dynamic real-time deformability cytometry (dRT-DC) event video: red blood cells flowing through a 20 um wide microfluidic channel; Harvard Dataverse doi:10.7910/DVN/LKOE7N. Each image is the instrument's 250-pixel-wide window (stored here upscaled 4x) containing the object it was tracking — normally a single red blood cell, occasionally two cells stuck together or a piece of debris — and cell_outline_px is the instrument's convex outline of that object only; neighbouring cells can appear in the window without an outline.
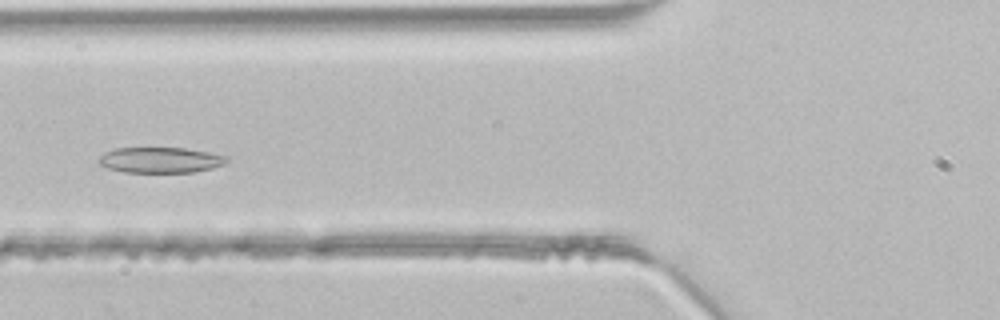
{"species": "common noctule bat (a hibernating species)", "species_latin": "Nyctalus noctula", "temperature_condition": "room temperature", "stored_images_in_passage": 33, "segment_of_instrument_passage": [1, 2], "camera_frame_rate_fps": 3000, "um_per_image_px": 0.085, "animal": {"sex": "male", "body_mass_g": 21.5, "forearm_length_mm": 52.0}, "frame": {"image": 1, "passage_image": 5, "time_ms": 1.333, "image_size_px": [1000, 320], "cell_outline_px": [[228, 160], [224, 164], [212, 168], [192, 172], [124, 172], [108, 168], [100, 164], [100, 156], [104, 152], [116, 148], [184, 148], [208, 152], [228, 156]], "centroid_in_image_um": [13.65, 13.6], "position_along_channel_um": 112.2, "area_um2": 18.96}}
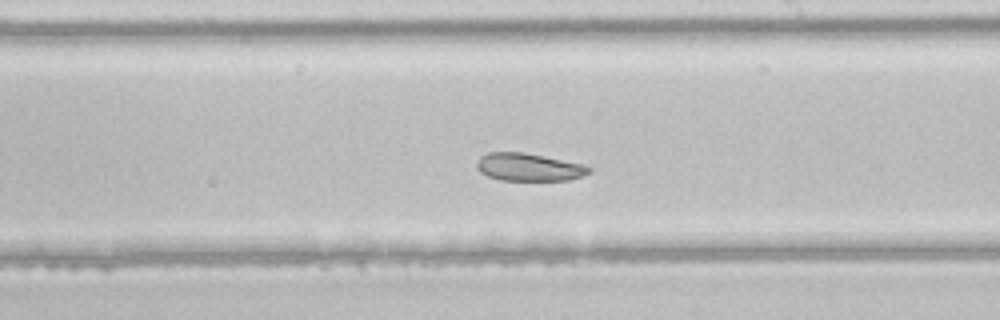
{"frame": {"image": 2, "passage_image": 14, "time_ms": 4.333, "image_size_px": [1000, 320], "cell_outline_px": [[592, 172], [568, 180], [500, 180], [488, 176], [480, 172], [476, 168], [476, 160], [480, 156], [488, 152], [524, 152], [584, 164], [592, 168]], "centroid_in_image_um": [44.93, 14.2], "position_along_channel_um": 244.1, "area_um2": 18.26}}
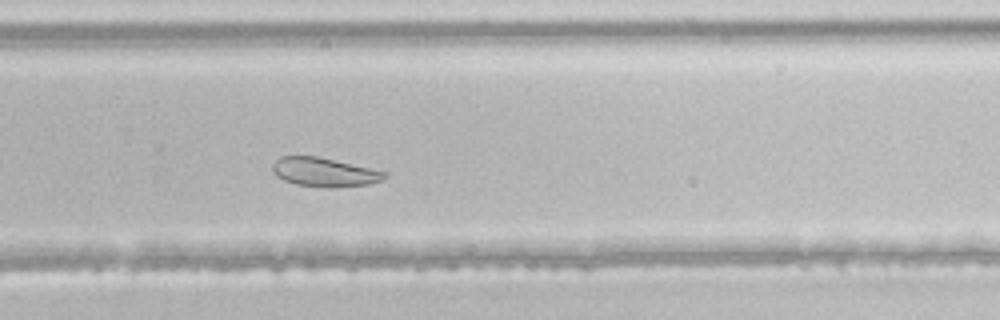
{"frame": {"image": 3, "passage_image": 18, "time_ms": 5.667, "image_size_px": [1000, 320], "cell_outline_px": [[388, 176], [384, 180], [368, 184], [328, 188], [296, 184], [284, 180], [276, 176], [272, 168], [272, 164], [280, 156], [316, 156], [388, 172]], "centroid_in_image_um": [27.58, 14.64], "position_along_channel_um": 302.2, "area_um2": 18.84}}